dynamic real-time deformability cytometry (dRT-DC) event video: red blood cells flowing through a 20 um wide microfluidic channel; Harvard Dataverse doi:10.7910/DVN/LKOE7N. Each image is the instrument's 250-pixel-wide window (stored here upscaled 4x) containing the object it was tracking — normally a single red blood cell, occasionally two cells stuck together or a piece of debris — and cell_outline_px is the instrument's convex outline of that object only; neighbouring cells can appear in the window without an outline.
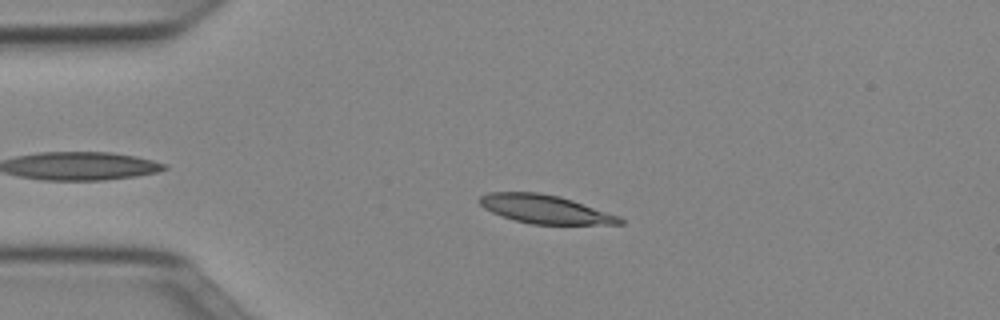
{"species": "Egyptian fruit bat (a non-hibernating species)", "species_latin": "Rousettus aegyptiacus", "temperature_condition": "cold", "stored_images_in_passage": 42, "camera_frame_rate_fps": 3000, "um_per_image_px": 0.085, "animal": {"sex": "female"}, "frame": {"image": 1, "passage_image": 9, "time_ms": 2.667, "image_size_px": [1000, 320], "cell_outline_px": [[624, 224], [532, 224], [500, 216], [484, 208], [476, 200], [480, 196], [488, 192], [540, 192], [560, 196], [620, 216], [624, 220]], "centroid_in_image_um": [46.31, 17.77], "position_along_channel_um": 38.7, "area_um2": 23.35}}
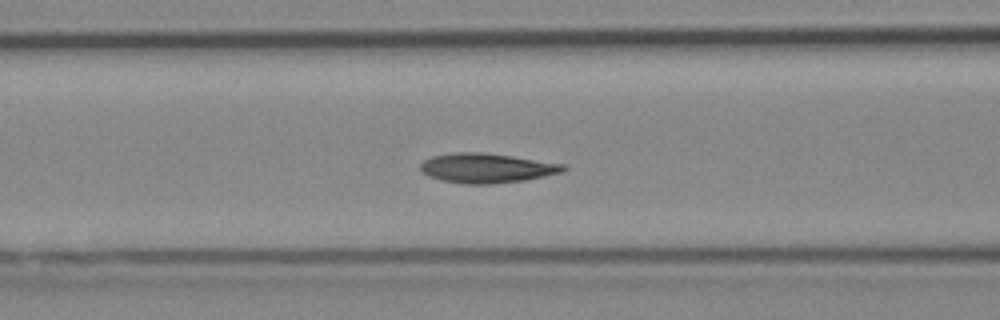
{"frame": {"image": 2, "passage_image": 18, "time_ms": 5.667, "image_size_px": [1000, 320], "cell_outline_px": [[568, 168], [564, 172], [524, 180], [492, 184], [464, 184], [440, 180], [428, 176], [420, 168], [420, 164], [424, 160], [432, 156], [452, 152], [484, 152], [512, 156], [564, 164]], "centroid_in_image_um": [41.36, 14.28], "position_along_channel_um": 125.2, "area_um2": 24.74}}
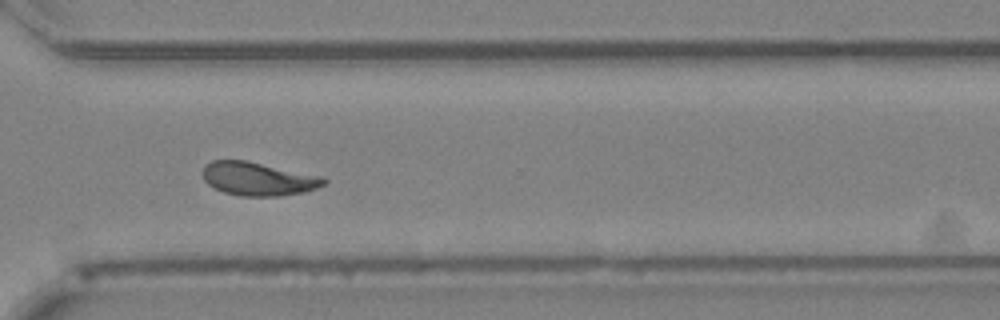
{"frame": {"image": 3, "passage_image": 35, "time_ms": 11.333, "image_size_px": [1000, 320], "cell_outline_px": [[328, 184], [304, 192], [280, 196], [240, 196], [224, 192], [208, 184], [204, 180], [204, 164], [212, 160], [244, 160], [324, 176], [328, 180]], "centroid_in_image_um": [21.99, 15.2], "position_along_channel_um": 348.6, "area_um2": 23.7}, "authors_computed_cell_mechanics": {"area_um2": 23.5824, "velocity_mm_per_s": 3.9482, "shape_relaxation_time_tau1_ms": 6.5226, "shape_relaxation_time_tau2_ms": 3.9349, "deformation_change_tau1": 0.1679, "deformation_change_tau2": 0.0745}}